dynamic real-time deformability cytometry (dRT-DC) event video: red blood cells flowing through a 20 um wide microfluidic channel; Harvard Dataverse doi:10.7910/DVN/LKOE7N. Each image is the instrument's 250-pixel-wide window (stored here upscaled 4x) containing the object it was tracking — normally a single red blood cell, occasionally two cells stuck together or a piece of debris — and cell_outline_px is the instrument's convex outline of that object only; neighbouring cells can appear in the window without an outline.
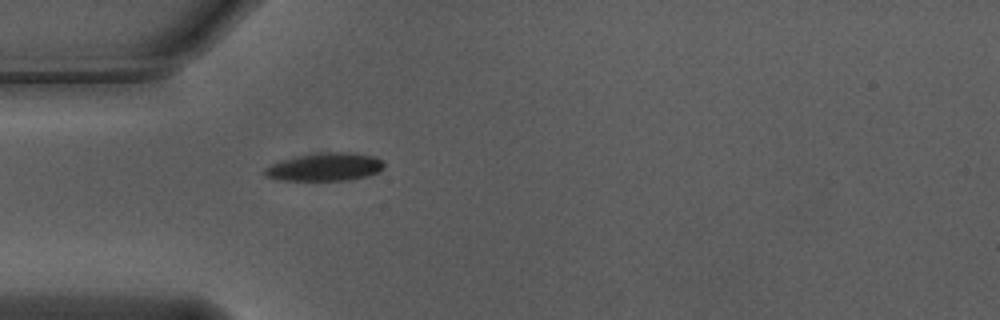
{"species": "Egyptian fruit bat (a non-hibernating species)", "species_latin": "Rousettus aegyptiacus", "temperature_condition": "warm", "stored_images_in_passage": 40, "camera_frame_rate_fps": 3000, "um_per_image_px": 0.085, "animal": {"sex": "male"}, "frame": {"image": 1, "passage_image": 1, "time_ms": 0.0, "image_size_px": [1000, 320], "cell_outline_px": [[384, 168], [368, 176], [348, 180], [284, 180], [264, 176], [264, 168], [280, 160], [320, 152], [356, 152], [376, 156], [384, 164]], "centroid_in_image_um": [27.65, 14.18], "position_along_channel_um": 57.4, "area_um2": 19.48}}
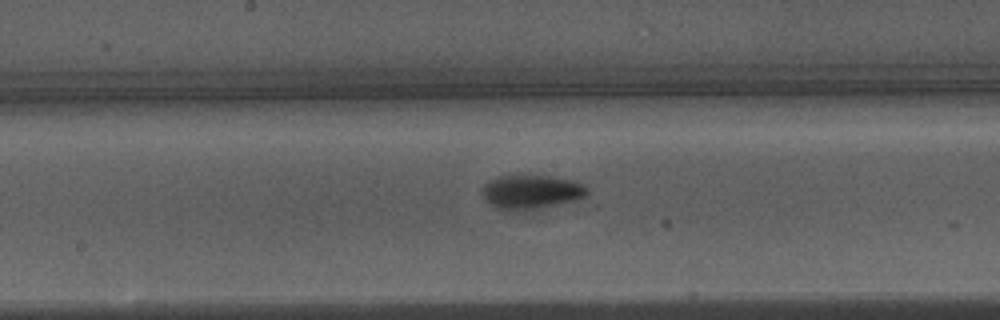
{"frame": {"image": 2, "passage_image": 13, "time_ms": 4.0, "image_size_px": [1000, 320], "cell_outline_px": [[588, 192], [584, 196], [576, 200], [516, 212], [512, 212], [496, 208], [484, 196], [484, 184], [500, 176], [548, 176], [576, 180], [584, 184], [588, 188]], "centroid_in_image_um": [45.21, 16.32], "position_along_channel_um": 203.0, "area_um2": 20.52}}
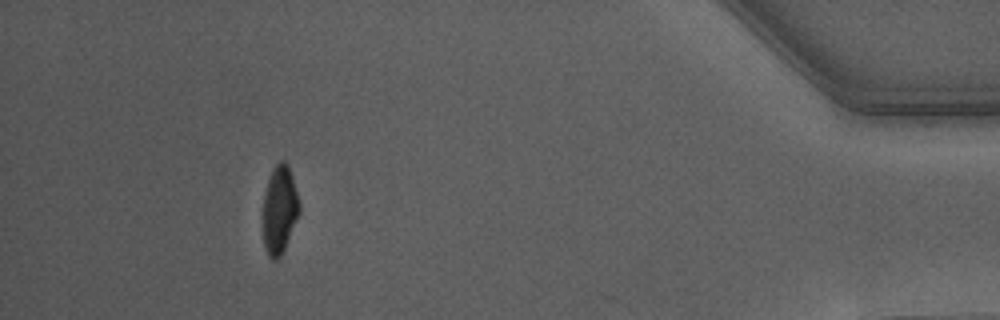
{"frame": {"image": 3, "passage_image": 35, "time_ms": 11.333, "image_size_px": [1000, 320], "cell_outline_px": [[300, 212], [284, 248], [280, 256], [276, 260], [272, 260], [268, 256], [264, 244], [264, 196], [268, 180], [272, 168], [280, 160], [284, 160], [288, 164], [292, 176], [300, 204]], "centroid_in_image_um": [23.77, 17.79], "position_along_channel_um": 411.4, "area_um2": 18.38}, "authors_computed_cell_mechanics": {"area_um2": 19.941, "velocity_mm_per_s": 3.7318, "shape_relaxation_time_tau1_ms": 2.8573, "shape_relaxation_time_tau2_ms": 1.8917, "deformation_change_tau1": 0.1839, "deformation_change_tau2": 0.0654}}